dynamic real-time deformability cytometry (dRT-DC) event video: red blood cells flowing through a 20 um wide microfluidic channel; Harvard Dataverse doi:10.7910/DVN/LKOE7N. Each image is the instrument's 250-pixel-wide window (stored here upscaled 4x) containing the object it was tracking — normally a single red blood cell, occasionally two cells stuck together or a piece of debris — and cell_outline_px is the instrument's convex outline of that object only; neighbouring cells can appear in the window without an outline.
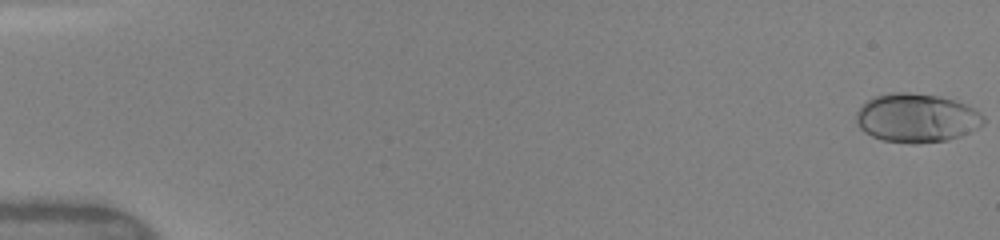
{"species": "human", "species_latin": "Homo sapiens", "temperature_condition": "warm", "stored_images_in_passage": 33, "camera_frame_rate_fps": 3000, "um_per_image_px": 0.085, "donor": {"sex": "female"}, "frame": {"image": 1, "passage_image": 1, "time_ms": 0.0, "image_size_px": [1000, 240], "cell_outline_px": [[984, 124], [960, 136], [948, 140], [916, 144], [912, 144], [884, 140], [872, 136], [864, 132], [860, 128], [856, 120], [856, 112], [868, 100], [876, 96], [892, 92], [908, 92], [940, 96], [956, 100], [980, 112], [984, 116]], "centroid_in_image_um": [77.92, 10.03], "position_along_channel_um": 7.1, "area_um2": 36.18}}
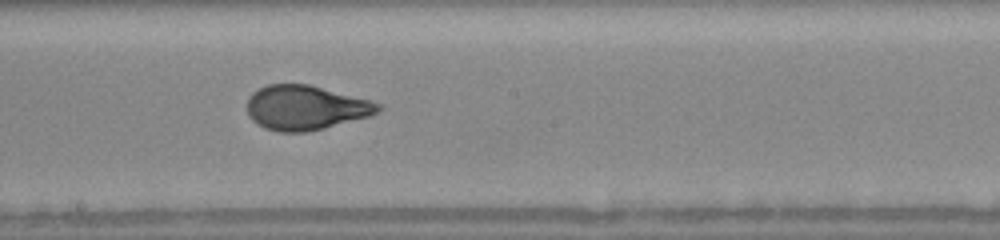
{"frame": {"image": 2, "passage_image": 20, "time_ms": 9.333, "image_size_px": [1000, 240], "cell_outline_px": [[384, 108], [380, 112], [372, 116], [308, 132], [276, 132], [264, 128], [256, 124], [248, 116], [248, 96], [252, 92], [268, 84], [308, 84], [384, 104]], "centroid_in_image_um": [26.0, 9.17], "position_along_channel_um": 222.2, "area_um2": 34.33}}
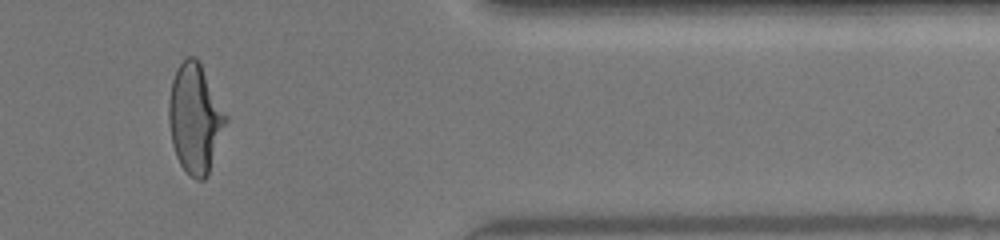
{"frame": {"image": 3, "passage_image": 29, "time_ms": 14.0, "image_size_px": [1000, 240], "cell_outline_px": [[228, 120], [208, 172], [204, 180], [196, 180], [188, 176], [180, 164], [176, 156], [172, 144], [168, 120], [168, 100], [172, 80], [176, 68], [188, 56], [192, 56], [200, 64], [228, 116]], "centroid_in_image_um": [16.56, 10.1], "position_along_channel_um": 394.8, "area_um2": 36.07}, "authors_computed_cell_mechanics": {"area_um2": 33.9864, "velocity_mm_per_s": 4.0999, "shape_relaxation_time_tau1_ms": 3.828, "shape_relaxation_time_tau2_ms": null, "deformation_change_tau1": 0.1923, "deformation_change_tau2": null}}